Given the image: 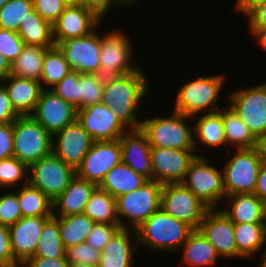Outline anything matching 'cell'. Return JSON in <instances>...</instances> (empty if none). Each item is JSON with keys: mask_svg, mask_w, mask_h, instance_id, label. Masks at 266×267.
Instances as JSON below:
<instances>
[{"mask_svg": "<svg viewBox=\"0 0 266 267\" xmlns=\"http://www.w3.org/2000/svg\"><path fill=\"white\" fill-rule=\"evenodd\" d=\"M146 77L140 67L131 74L104 79L101 103L108 106L127 129L141 127L137 110L150 88Z\"/></svg>", "mask_w": 266, "mask_h": 267, "instance_id": "obj_1", "label": "cell"}, {"mask_svg": "<svg viewBox=\"0 0 266 267\" xmlns=\"http://www.w3.org/2000/svg\"><path fill=\"white\" fill-rule=\"evenodd\" d=\"M194 229L159 208L135 230L134 239L140 246L162 251H176L188 239Z\"/></svg>", "mask_w": 266, "mask_h": 267, "instance_id": "obj_2", "label": "cell"}, {"mask_svg": "<svg viewBox=\"0 0 266 267\" xmlns=\"http://www.w3.org/2000/svg\"><path fill=\"white\" fill-rule=\"evenodd\" d=\"M192 119L193 117L173 111L167 117H146L142 120L140 129L146 134L151 148L196 151L193 128L187 124Z\"/></svg>", "mask_w": 266, "mask_h": 267, "instance_id": "obj_3", "label": "cell"}, {"mask_svg": "<svg viewBox=\"0 0 266 267\" xmlns=\"http://www.w3.org/2000/svg\"><path fill=\"white\" fill-rule=\"evenodd\" d=\"M224 80V74H218L207 77L199 76L186 82L177 92L173 111L193 118L202 112L205 114L219 111L221 108L217 104Z\"/></svg>", "mask_w": 266, "mask_h": 267, "instance_id": "obj_4", "label": "cell"}, {"mask_svg": "<svg viewBox=\"0 0 266 267\" xmlns=\"http://www.w3.org/2000/svg\"><path fill=\"white\" fill-rule=\"evenodd\" d=\"M162 187L163 184L148 180L135 191L117 197L116 207L120 228H129L130 224V228L135 230L155 213L160 208ZM124 218L127 221H124ZM127 222L129 224H126Z\"/></svg>", "mask_w": 266, "mask_h": 267, "instance_id": "obj_5", "label": "cell"}, {"mask_svg": "<svg viewBox=\"0 0 266 267\" xmlns=\"http://www.w3.org/2000/svg\"><path fill=\"white\" fill-rule=\"evenodd\" d=\"M14 157L28 167L52 153V135L31 115L13 122Z\"/></svg>", "mask_w": 266, "mask_h": 267, "instance_id": "obj_6", "label": "cell"}, {"mask_svg": "<svg viewBox=\"0 0 266 267\" xmlns=\"http://www.w3.org/2000/svg\"><path fill=\"white\" fill-rule=\"evenodd\" d=\"M233 156L223 166V180L226 196L254 193L258 172L263 162L258 147L235 149Z\"/></svg>", "mask_w": 266, "mask_h": 267, "instance_id": "obj_7", "label": "cell"}, {"mask_svg": "<svg viewBox=\"0 0 266 267\" xmlns=\"http://www.w3.org/2000/svg\"><path fill=\"white\" fill-rule=\"evenodd\" d=\"M181 183L209 209L217 208L219 201L226 197L223 171L221 173V170L211 165L205 156H195Z\"/></svg>", "mask_w": 266, "mask_h": 267, "instance_id": "obj_8", "label": "cell"}, {"mask_svg": "<svg viewBox=\"0 0 266 267\" xmlns=\"http://www.w3.org/2000/svg\"><path fill=\"white\" fill-rule=\"evenodd\" d=\"M75 175L76 169L65 164L52 152L29 166L28 183L54 201Z\"/></svg>", "mask_w": 266, "mask_h": 267, "instance_id": "obj_9", "label": "cell"}, {"mask_svg": "<svg viewBox=\"0 0 266 267\" xmlns=\"http://www.w3.org/2000/svg\"><path fill=\"white\" fill-rule=\"evenodd\" d=\"M130 39L122 31L113 30L101 36L99 52L100 75L104 78L118 77L137 71L140 64L131 60L132 46Z\"/></svg>", "mask_w": 266, "mask_h": 267, "instance_id": "obj_10", "label": "cell"}, {"mask_svg": "<svg viewBox=\"0 0 266 267\" xmlns=\"http://www.w3.org/2000/svg\"><path fill=\"white\" fill-rule=\"evenodd\" d=\"M230 107L259 141L266 134V82L228 94Z\"/></svg>", "mask_w": 266, "mask_h": 267, "instance_id": "obj_11", "label": "cell"}, {"mask_svg": "<svg viewBox=\"0 0 266 267\" xmlns=\"http://www.w3.org/2000/svg\"><path fill=\"white\" fill-rule=\"evenodd\" d=\"M160 208L174 218L189 224L194 230L199 228L209 209L182 183L163 184Z\"/></svg>", "mask_w": 266, "mask_h": 267, "instance_id": "obj_12", "label": "cell"}, {"mask_svg": "<svg viewBox=\"0 0 266 267\" xmlns=\"http://www.w3.org/2000/svg\"><path fill=\"white\" fill-rule=\"evenodd\" d=\"M96 32L95 29L89 35L68 38L57 45L72 71L100 75L101 35Z\"/></svg>", "mask_w": 266, "mask_h": 267, "instance_id": "obj_13", "label": "cell"}, {"mask_svg": "<svg viewBox=\"0 0 266 267\" xmlns=\"http://www.w3.org/2000/svg\"><path fill=\"white\" fill-rule=\"evenodd\" d=\"M121 162L119 140L94 141L81 164L76 168V175L99 186L105 175Z\"/></svg>", "mask_w": 266, "mask_h": 267, "instance_id": "obj_14", "label": "cell"}, {"mask_svg": "<svg viewBox=\"0 0 266 267\" xmlns=\"http://www.w3.org/2000/svg\"><path fill=\"white\" fill-rule=\"evenodd\" d=\"M198 230L213 245L219 257H243L237 250L234 223L222 209H208Z\"/></svg>", "mask_w": 266, "mask_h": 267, "instance_id": "obj_15", "label": "cell"}, {"mask_svg": "<svg viewBox=\"0 0 266 267\" xmlns=\"http://www.w3.org/2000/svg\"><path fill=\"white\" fill-rule=\"evenodd\" d=\"M31 116L53 136L76 120L77 110L52 89H42Z\"/></svg>", "mask_w": 266, "mask_h": 267, "instance_id": "obj_16", "label": "cell"}, {"mask_svg": "<svg viewBox=\"0 0 266 267\" xmlns=\"http://www.w3.org/2000/svg\"><path fill=\"white\" fill-rule=\"evenodd\" d=\"M76 119L94 141H115L128 130L103 103L77 110Z\"/></svg>", "mask_w": 266, "mask_h": 267, "instance_id": "obj_17", "label": "cell"}, {"mask_svg": "<svg viewBox=\"0 0 266 267\" xmlns=\"http://www.w3.org/2000/svg\"><path fill=\"white\" fill-rule=\"evenodd\" d=\"M52 139V152L75 169L81 164L94 142L77 119L56 132Z\"/></svg>", "mask_w": 266, "mask_h": 267, "instance_id": "obj_18", "label": "cell"}, {"mask_svg": "<svg viewBox=\"0 0 266 267\" xmlns=\"http://www.w3.org/2000/svg\"><path fill=\"white\" fill-rule=\"evenodd\" d=\"M195 156L196 151L151 148L153 180L161 184L181 183Z\"/></svg>", "mask_w": 266, "mask_h": 267, "instance_id": "obj_19", "label": "cell"}, {"mask_svg": "<svg viewBox=\"0 0 266 267\" xmlns=\"http://www.w3.org/2000/svg\"><path fill=\"white\" fill-rule=\"evenodd\" d=\"M101 21L93 11L82 5H68L52 24L54 43L57 46L65 39L89 35Z\"/></svg>", "mask_w": 266, "mask_h": 267, "instance_id": "obj_20", "label": "cell"}, {"mask_svg": "<svg viewBox=\"0 0 266 267\" xmlns=\"http://www.w3.org/2000/svg\"><path fill=\"white\" fill-rule=\"evenodd\" d=\"M52 216L22 217L9 226L14 260L21 266L33 257L44 224Z\"/></svg>", "mask_w": 266, "mask_h": 267, "instance_id": "obj_21", "label": "cell"}, {"mask_svg": "<svg viewBox=\"0 0 266 267\" xmlns=\"http://www.w3.org/2000/svg\"><path fill=\"white\" fill-rule=\"evenodd\" d=\"M121 146L122 163L148 180H153L151 146L146 134L139 129H128L118 139Z\"/></svg>", "mask_w": 266, "mask_h": 267, "instance_id": "obj_22", "label": "cell"}, {"mask_svg": "<svg viewBox=\"0 0 266 267\" xmlns=\"http://www.w3.org/2000/svg\"><path fill=\"white\" fill-rule=\"evenodd\" d=\"M97 187L96 184L75 175L64 192L52 201L53 217L83 214L91 194Z\"/></svg>", "mask_w": 266, "mask_h": 267, "instance_id": "obj_23", "label": "cell"}, {"mask_svg": "<svg viewBox=\"0 0 266 267\" xmlns=\"http://www.w3.org/2000/svg\"><path fill=\"white\" fill-rule=\"evenodd\" d=\"M0 83L5 87L11 105L19 116L33 113L42 91L39 81L8 75Z\"/></svg>", "mask_w": 266, "mask_h": 267, "instance_id": "obj_24", "label": "cell"}, {"mask_svg": "<svg viewBox=\"0 0 266 267\" xmlns=\"http://www.w3.org/2000/svg\"><path fill=\"white\" fill-rule=\"evenodd\" d=\"M130 228H120L101 250L97 267H131L138 244H131Z\"/></svg>", "mask_w": 266, "mask_h": 267, "instance_id": "obj_25", "label": "cell"}, {"mask_svg": "<svg viewBox=\"0 0 266 267\" xmlns=\"http://www.w3.org/2000/svg\"><path fill=\"white\" fill-rule=\"evenodd\" d=\"M229 206L222 209L233 223H262L265 203L254 193L225 197Z\"/></svg>", "mask_w": 266, "mask_h": 267, "instance_id": "obj_26", "label": "cell"}, {"mask_svg": "<svg viewBox=\"0 0 266 267\" xmlns=\"http://www.w3.org/2000/svg\"><path fill=\"white\" fill-rule=\"evenodd\" d=\"M147 181L146 177L121 162L105 175L98 187L117 198L123 194L135 191Z\"/></svg>", "mask_w": 266, "mask_h": 267, "instance_id": "obj_27", "label": "cell"}, {"mask_svg": "<svg viewBox=\"0 0 266 267\" xmlns=\"http://www.w3.org/2000/svg\"><path fill=\"white\" fill-rule=\"evenodd\" d=\"M183 249V262L191 267L215 266L219 255L213 245L197 229L181 246Z\"/></svg>", "mask_w": 266, "mask_h": 267, "instance_id": "obj_28", "label": "cell"}, {"mask_svg": "<svg viewBox=\"0 0 266 267\" xmlns=\"http://www.w3.org/2000/svg\"><path fill=\"white\" fill-rule=\"evenodd\" d=\"M17 34L24 41L25 45L52 48L55 46L53 39L52 24L44 20L33 9L28 16L21 21Z\"/></svg>", "mask_w": 266, "mask_h": 267, "instance_id": "obj_29", "label": "cell"}, {"mask_svg": "<svg viewBox=\"0 0 266 267\" xmlns=\"http://www.w3.org/2000/svg\"><path fill=\"white\" fill-rule=\"evenodd\" d=\"M195 123L193 128L195 149L198 147L196 146L195 137H198V141L208 147L219 148V146L222 145L225 147L227 146L224 134L222 109L213 113L200 114V117H198V120Z\"/></svg>", "mask_w": 266, "mask_h": 267, "instance_id": "obj_30", "label": "cell"}, {"mask_svg": "<svg viewBox=\"0 0 266 267\" xmlns=\"http://www.w3.org/2000/svg\"><path fill=\"white\" fill-rule=\"evenodd\" d=\"M222 119L226 144L236 149H251L258 147V140L232 107L222 109Z\"/></svg>", "mask_w": 266, "mask_h": 267, "instance_id": "obj_31", "label": "cell"}, {"mask_svg": "<svg viewBox=\"0 0 266 267\" xmlns=\"http://www.w3.org/2000/svg\"><path fill=\"white\" fill-rule=\"evenodd\" d=\"M48 49L24 45L21 54L11 64L10 75L40 82L43 59Z\"/></svg>", "mask_w": 266, "mask_h": 267, "instance_id": "obj_32", "label": "cell"}, {"mask_svg": "<svg viewBox=\"0 0 266 267\" xmlns=\"http://www.w3.org/2000/svg\"><path fill=\"white\" fill-rule=\"evenodd\" d=\"M234 236L238 252L243 258L253 257L266 246L262 223H234ZM266 255V248L261 255Z\"/></svg>", "mask_w": 266, "mask_h": 267, "instance_id": "obj_33", "label": "cell"}, {"mask_svg": "<svg viewBox=\"0 0 266 267\" xmlns=\"http://www.w3.org/2000/svg\"><path fill=\"white\" fill-rule=\"evenodd\" d=\"M54 218L58 221L61 240L65 249L84 243L95 224L84 213Z\"/></svg>", "mask_w": 266, "mask_h": 267, "instance_id": "obj_34", "label": "cell"}, {"mask_svg": "<svg viewBox=\"0 0 266 267\" xmlns=\"http://www.w3.org/2000/svg\"><path fill=\"white\" fill-rule=\"evenodd\" d=\"M84 214L95 223L119 224L116 198L97 187L88 200Z\"/></svg>", "mask_w": 266, "mask_h": 267, "instance_id": "obj_35", "label": "cell"}, {"mask_svg": "<svg viewBox=\"0 0 266 267\" xmlns=\"http://www.w3.org/2000/svg\"><path fill=\"white\" fill-rule=\"evenodd\" d=\"M16 192L22 217L53 216V205L41 190L29 183Z\"/></svg>", "mask_w": 266, "mask_h": 267, "instance_id": "obj_36", "label": "cell"}, {"mask_svg": "<svg viewBox=\"0 0 266 267\" xmlns=\"http://www.w3.org/2000/svg\"><path fill=\"white\" fill-rule=\"evenodd\" d=\"M71 71L63 52L58 46L49 48L42 65L41 87L51 89ZM47 85V86H45Z\"/></svg>", "mask_w": 266, "mask_h": 267, "instance_id": "obj_37", "label": "cell"}, {"mask_svg": "<svg viewBox=\"0 0 266 267\" xmlns=\"http://www.w3.org/2000/svg\"><path fill=\"white\" fill-rule=\"evenodd\" d=\"M66 249L62 243L58 221L52 216L40 234L33 257L60 258L65 257Z\"/></svg>", "mask_w": 266, "mask_h": 267, "instance_id": "obj_38", "label": "cell"}, {"mask_svg": "<svg viewBox=\"0 0 266 267\" xmlns=\"http://www.w3.org/2000/svg\"><path fill=\"white\" fill-rule=\"evenodd\" d=\"M33 9V0H9L0 8V28L17 33L21 21Z\"/></svg>", "mask_w": 266, "mask_h": 267, "instance_id": "obj_39", "label": "cell"}, {"mask_svg": "<svg viewBox=\"0 0 266 267\" xmlns=\"http://www.w3.org/2000/svg\"><path fill=\"white\" fill-rule=\"evenodd\" d=\"M28 172L29 167L14 156L0 160V186L9 188L18 185V183L26 185ZM24 179L26 180L24 181ZM22 180L23 183H21Z\"/></svg>", "mask_w": 266, "mask_h": 267, "instance_id": "obj_40", "label": "cell"}, {"mask_svg": "<svg viewBox=\"0 0 266 267\" xmlns=\"http://www.w3.org/2000/svg\"><path fill=\"white\" fill-rule=\"evenodd\" d=\"M104 79L98 74H80V109L101 103Z\"/></svg>", "mask_w": 266, "mask_h": 267, "instance_id": "obj_41", "label": "cell"}, {"mask_svg": "<svg viewBox=\"0 0 266 267\" xmlns=\"http://www.w3.org/2000/svg\"><path fill=\"white\" fill-rule=\"evenodd\" d=\"M52 91L76 110L80 109V73L70 71L59 83L51 88Z\"/></svg>", "mask_w": 266, "mask_h": 267, "instance_id": "obj_42", "label": "cell"}, {"mask_svg": "<svg viewBox=\"0 0 266 267\" xmlns=\"http://www.w3.org/2000/svg\"><path fill=\"white\" fill-rule=\"evenodd\" d=\"M101 251L88 245L86 242L80 243L66 249L65 257L68 263H83L97 267L100 261Z\"/></svg>", "mask_w": 266, "mask_h": 267, "instance_id": "obj_43", "label": "cell"}, {"mask_svg": "<svg viewBox=\"0 0 266 267\" xmlns=\"http://www.w3.org/2000/svg\"><path fill=\"white\" fill-rule=\"evenodd\" d=\"M22 218L16 192L0 195V224L11 226Z\"/></svg>", "mask_w": 266, "mask_h": 267, "instance_id": "obj_44", "label": "cell"}, {"mask_svg": "<svg viewBox=\"0 0 266 267\" xmlns=\"http://www.w3.org/2000/svg\"><path fill=\"white\" fill-rule=\"evenodd\" d=\"M24 45L16 32L0 28V53L10 64L21 54Z\"/></svg>", "mask_w": 266, "mask_h": 267, "instance_id": "obj_45", "label": "cell"}, {"mask_svg": "<svg viewBox=\"0 0 266 267\" xmlns=\"http://www.w3.org/2000/svg\"><path fill=\"white\" fill-rule=\"evenodd\" d=\"M119 229V224L95 223L85 242L101 251Z\"/></svg>", "mask_w": 266, "mask_h": 267, "instance_id": "obj_46", "label": "cell"}, {"mask_svg": "<svg viewBox=\"0 0 266 267\" xmlns=\"http://www.w3.org/2000/svg\"><path fill=\"white\" fill-rule=\"evenodd\" d=\"M35 11L49 23L53 24L66 9L65 0H33Z\"/></svg>", "mask_w": 266, "mask_h": 267, "instance_id": "obj_47", "label": "cell"}, {"mask_svg": "<svg viewBox=\"0 0 266 267\" xmlns=\"http://www.w3.org/2000/svg\"><path fill=\"white\" fill-rule=\"evenodd\" d=\"M244 16L249 18V29L254 37L266 31V1L252 6Z\"/></svg>", "mask_w": 266, "mask_h": 267, "instance_id": "obj_48", "label": "cell"}, {"mask_svg": "<svg viewBox=\"0 0 266 267\" xmlns=\"http://www.w3.org/2000/svg\"><path fill=\"white\" fill-rule=\"evenodd\" d=\"M0 267H20L14 260L9 227L0 224Z\"/></svg>", "mask_w": 266, "mask_h": 267, "instance_id": "obj_49", "label": "cell"}, {"mask_svg": "<svg viewBox=\"0 0 266 267\" xmlns=\"http://www.w3.org/2000/svg\"><path fill=\"white\" fill-rule=\"evenodd\" d=\"M14 156L13 123H0V160Z\"/></svg>", "mask_w": 266, "mask_h": 267, "instance_id": "obj_50", "label": "cell"}, {"mask_svg": "<svg viewBox=\"0 0 266 267\" xmlns=\"http://www.w3.org/2000/svg\"><path fill=\"white\" fill-rule=\"evenodd\" d=\"M82 6L93 11L99 18L103 19L108 11L118 6H123L120 0H82Z\"/></svg>", "mask_w": 266, "mask_h": 267, "instance_id": "obj_51", "label": "cell"}, {"mask_svg": "<svg viewBox=\"0 0 266 267\" xmlns=\"http://www.w3.org/2000/svg\"><path fill=\"white\" fill-rule=\"evenodd\" d=\"M18 116L11 105L5 87L0 83V123H13Z\"/></svg>", "mask_w": 266, "mask_h": 267, "instance_id": "obj_52", "label": "cell"}, {"mask_svg": "<svg viewBox=\"0 0 266 267\" xmlns=\"http://www.w3.org/2000/svg\"><path fill=\"white\" fill-rule=\"evenodd\" d=\"M20 267H68L66 257L60 258H44V257H31L27 259Z\"/></svg>", "mask_w": 266, "mask_h": 267, "instance_id": "obj_53", "label": "cell"}, {"mask_svg": "<svg viewBox=\"0 0 266 267\" xmlns=\"http://www.w3.org/2000/svg\"><path fill=\"white\" fill-rule=\"evenodd\" d=\"M254 194L266 203V160L264 159L258 172Z\"/></svg>", "mask_w": 266, "mask_h": 267, "instance_id": "obj_54", "label": "cell"}, {"mask_svg": "<svg viewBox=\"0 0 266 267\" xmlns=\"http://www.w3.org/2000/svg\"><path fill=\"white\" fill-rule=\"evenodd\" d=\"M265 1L266 0H237L235 9L244 15L252 6Z\"/></svg>", "mask_w": 266, "mask_h": 267, "instance_id": "obj_55", "label": "cell"}, {"mask_svg": "<svg viewBox=\"0 0 266 267\" xmlns=\"http://www.w3.org/2000/svg\"><path fill=\"white\" fill-rule=\"evenodd\" d=\"M10 71V62L0 53V81L4 80L8 75H10Z\"/></svg>", "mask_w": 266, "mask_h": 267, "instance_id": "obj_56", "label": "cell"}, {"mask_svg": "<svg viewBox=\"0 0 266 267\" xmlns=\"http://www.w3.org/2000/svg\"><path fill=\"white\" fill-rule=\"evenodd\" d=\"M258 148L262 158L266 160V134L258 141Z\"/></svg>", "mask_w": 266, "mask_h": 267, "instance_id": "obj_57", "label": "cell"}, {"mask_svg": "<svg viewBox=\"0 0 266 267\" xmlns=\"http://www.w3.org/2000/svg\"><path fill=\"white\" fill-rule=\"evenodd\" d=\"M258 45L266 51V31L262 32L257 38Z\"/></svg>", "mask_w": 266, "mask_h": 267, "instance_id": "obj_58", "label": "cell"}, {"mask_svg": "<svg viewBox=\"0 0 266 267\" xmlns=\"http://www.w3.org/2000/svg\"><path fill=\"white\" fill-rule=\"evenodd\" d=\"M262 225H263L264 238L266 241V203L264 205Z\"/></svg>", "mask_w": 266, "mask_h": 267, "instance_id": "obj_59", "label": "cell"}, {"mask_svg": "<svg viewBox=\"0 0 266 267\" xmlns=\"http://www.w3.org/2000/svg\"><path fill=\"white\" fill-rule=\"evenodd\" d=\"M121 1V3H122V5L125 7V6H134L135 5V3H137L136 1H138L139 2V0H120Z\"/></svg>", "mask_w": 266, "mask_h": 267, "instance_id": "obj_60", "label": "cell"}, {"mask_svg": "<svg viewBox=\"0 0 266 267\" xmlns=\"http://www.w3.org/2000/svg\"><path fill=\"white\" fill-rule=\"evenodd\" d=\"M68 267H93L83 263H68Z\"/></svg>", "mask_w": 266, "mask_h": 267, "instance_id": "obj_61", "label": "cell"}, {"mask_svg": "<svg viewBox=\"0 0 266 267\" xmlns=\"http://www.w3.org/2000/svg\"><path fill=\"white\" fill-rule=\"evenodd\" d=\"M68 5H82V0H65Z\"/></svg>", "mask_w": 266, "mask_h": 267, "instance_id": "obj_62", "label": "cell"}, {"mask_svg": "<svg viewBox=\"0 0 266 267\" xmlns=\"http://www.w3.org/2000/svg\"><path fill=\"white\" fill-rule=\"evenodd\" d=\"M259 267H266V255L262 257L261 263L259 264Z\"/></svg>", "mask_w": 266, "mask_h": 267, "instance_id": "obj_63", "label": "cell"}, {"mask_svg": "<svg viewBox=\"0 0 266 267\" xmlns=\"http://www.w3.org/2000/svg\"><path fill=\"white\" fill-rule=\"evenodd\" d=\"M9 0H0V8L6 4Z\"/></svg>", "mask_w": 266, "mask_h": 267, "instance_id": "obj_64", "label": "cell"}]
</instances>
